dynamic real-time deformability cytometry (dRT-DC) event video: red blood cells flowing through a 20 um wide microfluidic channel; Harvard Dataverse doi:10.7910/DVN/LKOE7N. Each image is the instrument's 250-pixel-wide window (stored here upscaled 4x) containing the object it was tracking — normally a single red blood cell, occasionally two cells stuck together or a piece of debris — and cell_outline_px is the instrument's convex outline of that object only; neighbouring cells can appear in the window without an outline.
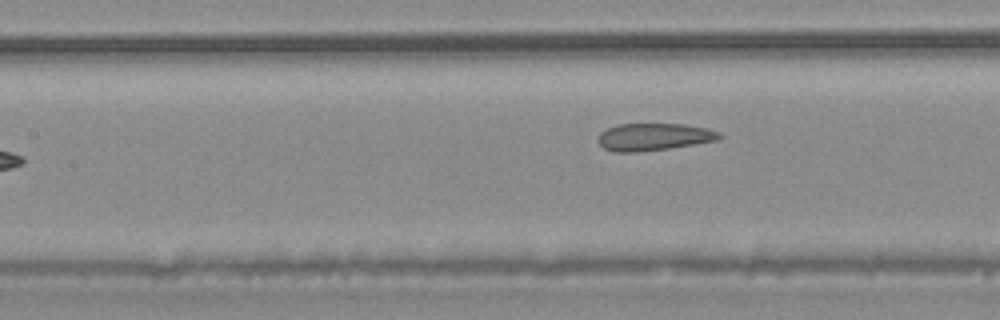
{"species": "common noctule bat (a hibernating species)", "species_latin": "Nyctalus noctula", "temperature_condition": "warm", "stored_images_in_passage": 5, "camera_frame_rate_fps": 3000, "um_per_image_px": 0.085, "animal": {"sex": "male", "body_mass_g": 20.4}, "frame": {"image": 1, "passage_image": 5, "time_ms": 1.333, "image_size_px": [1000, 320], "cell_outline_px": [[724, 136], [720, 140], [668, 148], [636, 152], [616, 152], [604, 148], [596, 140], [600, 132], [616, 124], [684, 124], [704, 128], [720, 132]], "centroid_in_image_um": [55.57, 11.63], "position_along_channel_um": 151.8, "area_um2": 19.31}}